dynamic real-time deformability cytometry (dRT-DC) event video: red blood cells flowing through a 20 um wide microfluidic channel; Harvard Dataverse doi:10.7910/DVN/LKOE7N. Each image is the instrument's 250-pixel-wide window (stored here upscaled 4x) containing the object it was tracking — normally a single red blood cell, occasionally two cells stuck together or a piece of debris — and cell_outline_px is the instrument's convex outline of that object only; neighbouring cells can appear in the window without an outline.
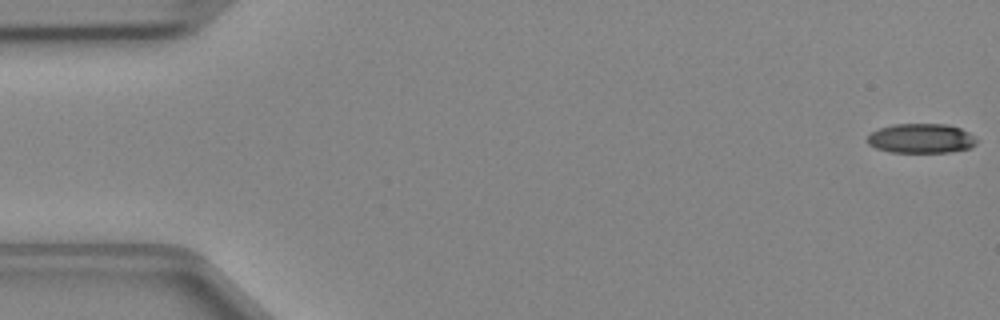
{"species": "Egyptian fruit bat (a non-hibernating species)", "species_latin": "Rousettus aegyptiacus", "temperature_condition": "cold", "stored_images_in_passage": 48, "camera_frame_rate_fps": 3000, "um_per_image_px": 0.085, "animal": {"sex": "female"}, "frame": {"image": 1, "passage_image": 1, "time_ms": 0.0, "image_size_px": [1000, 320], "cell_outline_px": [[976, 144], [972, 148], [952, 152], [888, 152], [876, 148], [868, 144], [868, 136], [872, 132], [880, 128], [892, 124], [948, 124], [960, 128], [968, 132], [976, 140]], "centroid_in_image_um": [78.3, 11.77], "position_along_channel_um": 6.7, "area_um2": 18.84}}
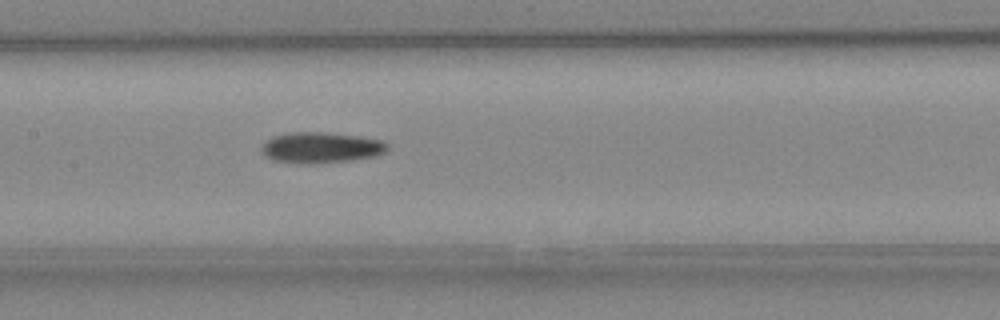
{"frame": {"image": 2, "passage_image": 23, "time_ms": 7.333, "image_size_px": [1000, 320], "cell_outline_px": [[388, 148], [384, 152], [372, 156], [352, 160], [316, 164], [312, 164], [276, 160], [268, 156], [260, 148], [264, 140], [272, 136], [288, 132], [324, 132], [356, 136], [380, 140], [388, 144]], "centroid_in_image_um": [27.25, 12.53], "position_along_channel_um": 180.1, "area_um2": 22.37}}
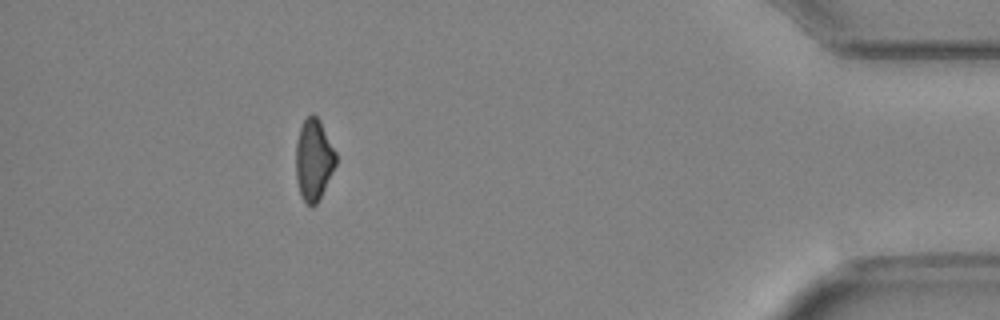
{"frame": {"image": 3, "passage_image": 43, "time_ms": 14.0, "image_size_px": [1000, 320], "cell_outline_px": [[336, 164], [316, 204], [312, 208], [300, 196], [296, 180], [296, 140], [300, 128], [304, 120], [312, 112], [320, 120], [336, 152]], "centroid_in_image_um": [26.65, 13.56], "position_along_channel_um": 408.6, "area_um2": 18.9}}